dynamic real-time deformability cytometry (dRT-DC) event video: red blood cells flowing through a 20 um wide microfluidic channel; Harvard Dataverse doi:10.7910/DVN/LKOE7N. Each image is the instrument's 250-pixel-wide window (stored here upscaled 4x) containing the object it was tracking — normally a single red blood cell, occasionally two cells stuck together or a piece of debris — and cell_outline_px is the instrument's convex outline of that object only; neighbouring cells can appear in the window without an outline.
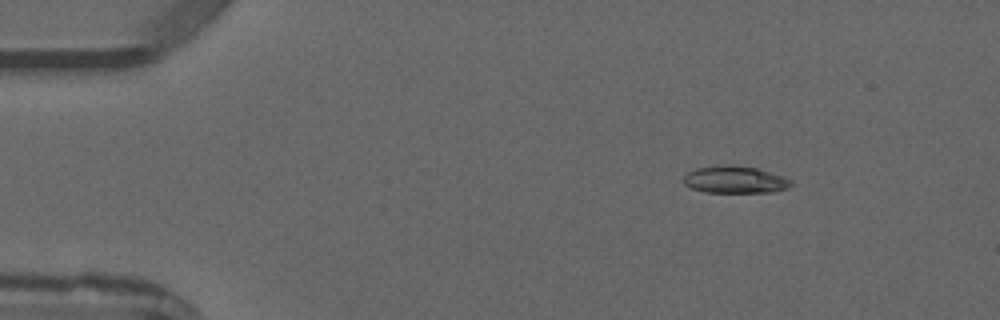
{"species": "common noctule bat (a hibernating species)", "species_latin": "Nyctalus noctula", "temperature_condition": "warm", "stored_images_in_passage": 3, "camera_frame_rate_fps": 3000, "um_per_image_px": 0.085, "animal": {"sex": "male", "forearm_length_mm": 52.5}, "frame": {"image": 1, "passage_image": 1, "time_ms": 0.0, "image_size_px": [1000, 320], "cell_outline_px": [[792, 184], [788, 188], [772, 192], [704, 192], [692, 188], [684, 184], [680, 180], [688, 172], [696, 168], [720, 164], [728, 164], [756, 168], [784, 176], [792, 180]], "centroid_in_image_um": [62.45, 15.26], "position_along_channel_um": 22.6, "area_um2": 17.22}}
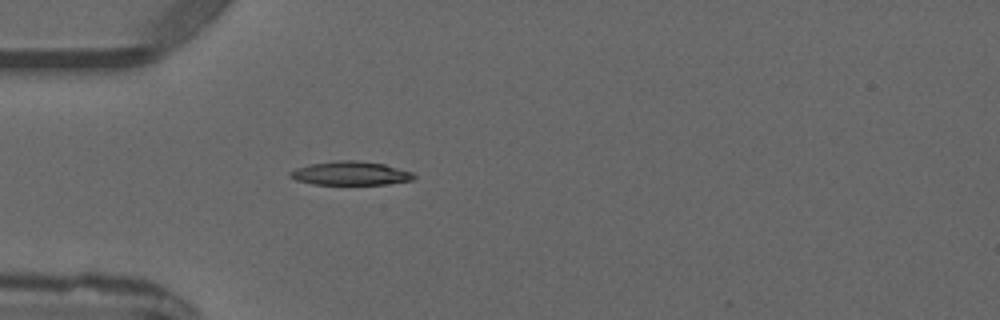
{"frame": {"image": 2, "passage_image": 3, "time_ms": 2.333, "image_size_px": [1000, 320], "cell_outline_px": [[416, 176], [412, 180], [384, 184], [312, 184], [296, 180], [288, 176], [288, 172], [296, 168], [308, 164], [336, 160], [356, 160], [384, 164], [412, 172]], "centroid_in_image_um": [29.74, 14.72], "position_along_channel_um": 55.3, "area_um2": 17.11}}